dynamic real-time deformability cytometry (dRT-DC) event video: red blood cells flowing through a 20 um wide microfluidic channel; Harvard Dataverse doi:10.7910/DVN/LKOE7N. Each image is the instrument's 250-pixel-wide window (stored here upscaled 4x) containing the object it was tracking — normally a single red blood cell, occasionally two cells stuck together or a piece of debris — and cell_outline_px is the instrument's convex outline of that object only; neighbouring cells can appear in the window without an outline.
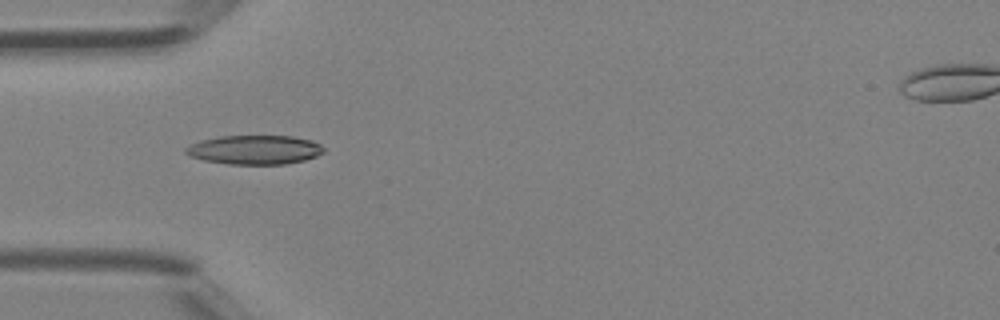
{"species": "Egyptian fruit bat (a non-hibernating species)", "species_latin": "Rousettus aegyptiacus", "temperature_condition": "room temperature", "stored_images_in_passage": 43, "camera_frame_rate_fps": 3000, "um_per_image_px": 0.085, "animal": {"sex": "female"}, "frame": {"image": 1, "passage_image": 14, "time_ms": 4.333, "image_size_px": [1000, 320], "cell_outline_px": [[324, 152], [316, 156], [304, 160], [284, 164], [228, 164], [204, 160], [192, 156], [184, 152], [184, 148], [200, 140], [220, 136], [292, 136], [312, 140], [320, 144], [324, 148]], "centroid_in_image_um": [21.66, 12.72], "position_along_channel_um": 63.3, "area_um2": 23.35}}
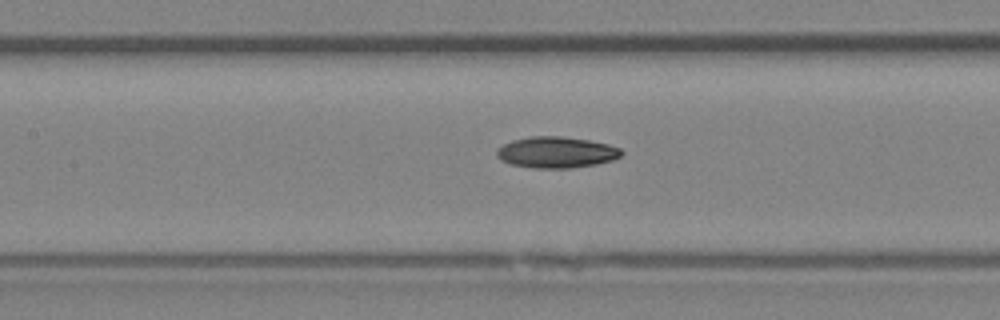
{"frame": {"image": 2, "passage_image": 20, "time_ms": 6.333, "image_size_px": [1000, 320], "cell_outline_px": [[624, 152], [620, 156], [612, 160], [596, 164], [572, 168], [532, 168], [508, 164], [500, 160], [496, 156], [496, 148], [512, 140], [528, 136], [560, 136], [588, 140], [608, 144], [620, 148]], "centroid_in_image_um": [47.24, 12.95], "position_along_channel_um": 160.2, "area_um2": 22.89}}
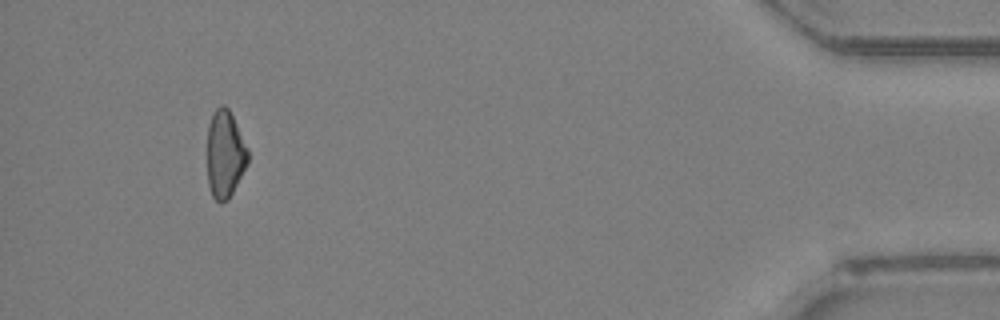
{"frame": {"image": 3, "passage_image": 40, "time_ms": 13.0, "image_size_px": [1000, 320], "cell_outline_px": [[248, 164], [228, 200], [220, 204], [212, 196], [208, 184], [208, 128], [212, 112], [220, 104], [224, 104], [228, 108], [248, 148]], "centroid_in_image_um": [19.12, 13.11], "position_along_channel_um": 416.1, "area_um2": 20.75}}